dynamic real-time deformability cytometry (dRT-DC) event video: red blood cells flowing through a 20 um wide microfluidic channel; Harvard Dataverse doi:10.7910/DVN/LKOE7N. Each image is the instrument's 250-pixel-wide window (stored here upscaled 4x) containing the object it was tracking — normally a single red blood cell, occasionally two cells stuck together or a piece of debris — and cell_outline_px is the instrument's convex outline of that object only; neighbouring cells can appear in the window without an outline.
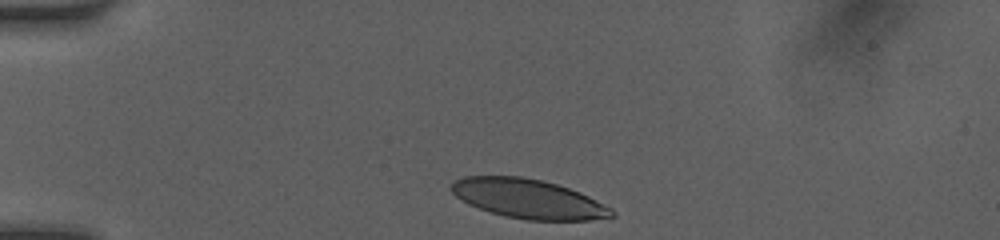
{"species": "human", "species_latin": "Homo sapiens", "temperature_condition": "room temperature", "stored_images_in_passage": 32, "camera_frame_rate_fps": 3000, "um_per_image_px": 0.085, "donor": {"sex": "female"}, "frame": {"image": 1, "passage_image": 1, "time_ms": 0.0, "image_size_px": [1000, 240], "cell_outline_px": [[616, 216], [588, 220], [528, 220], [504, 216], [468, 204], [456, 196], [452, 192], [452, 184], [456, 180], [464, 176], [520, 176], [540, 180], [556, 184], [580, 192], [612, 208], [616, 212]], "centroid_in_image_um": [44.93, 16.9], "position_along_channel_um": 40.1, "area_um2": 36.41}}
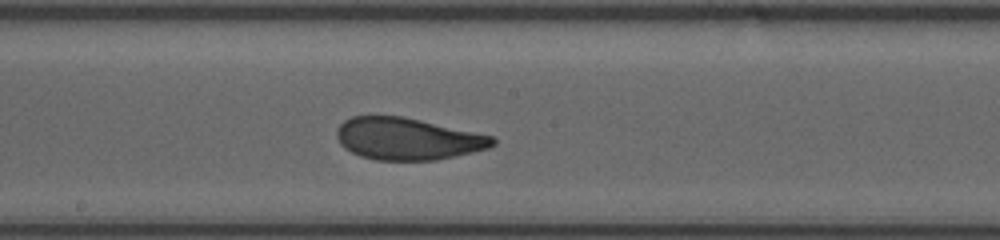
{"frame": {"image": 2, "passage_image": 17, "time_ms": 5.333, "image_size_px": [1000, 240], "cell_outline_px": [[496, 144], [488, 148], [472, 152], [436, 160], [376, 160], [360, 156], [344, 148], [340, 144], [336, 136], [336, 128], [344, 120], [352, 116], [404, 116], [492, 136], [496, 140]], "centroid_in_image_um": [34.61, 11.8], "position_along_channel_um": 213.6, "area_um2": 38.15}}
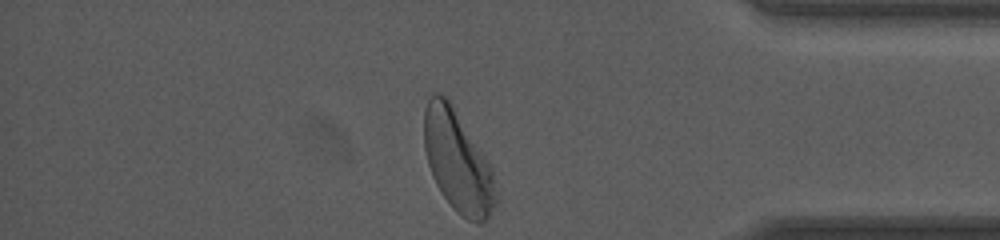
{"frame": {"image": 3, "passage_image": 32, "time_ms": 10.333, "image_size_px": [1000, 240], "cell_outline_px": [[500, 200], [488, 216], [480, 224], [476, 224], [460, 216], [452, 208], [436, 184], [432, 176], [428, 164], [424, 148], [424, 112], [428, 100], [432, 92], [436, 92], [444, 96], [452, 104], [488, 160], [492, 168]], "centroid_in_image_um": [38.93, 13.76], "position_along_channel_um": 396.3, "area_um2": 42.77}, "authors_computed_cell_mechanics": {"area_um2": 38.6104, "velocity_mm_per_s": 4.1033, "shape_relaxation_time_tau1_ms": 2.6499, "shape_relaxation_time_tau2_ms": 0.7295, "deformation_change_tau1": 0.1352, "deformation_change_tau2": 0.0677}}